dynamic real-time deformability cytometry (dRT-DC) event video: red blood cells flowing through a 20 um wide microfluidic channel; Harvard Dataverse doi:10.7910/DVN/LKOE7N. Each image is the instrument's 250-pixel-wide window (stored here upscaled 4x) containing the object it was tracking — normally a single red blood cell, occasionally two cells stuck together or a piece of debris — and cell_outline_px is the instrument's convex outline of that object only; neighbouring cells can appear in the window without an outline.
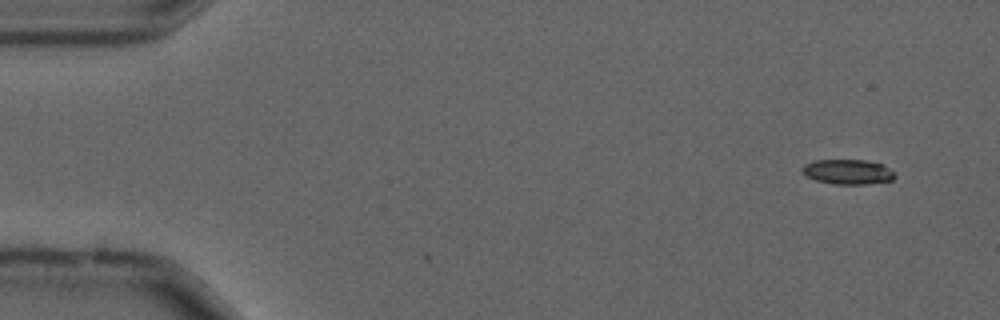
{"species": "common noctule bat (a hibernating species)", "species_latin": "Nyctalus noctula", "temperature_condition": "cold", "stored_images_in_passage": 53, "camera_frame_rate_fps": 3000, "um_per_image_px": 0.085, "animal": {"sex": "male", "forearm_length_mm": 52.5}, "frame": {"image": 1, "passage_image": 2, "time_ms": 0.333, "image_size_px": [1000, 320], "cell_outline_px": [[896, 176], [892, 180], [864, 184], [832, 184], [816, 180], [808, 176], [800, 168], [804, 164], [816, 160], [864, 160], [880, 164], [888, 168]], "centroid_in_image_um": [72.03, 14.6], "position_along_channel_um": 13.0, "area_um2": 13.18}}
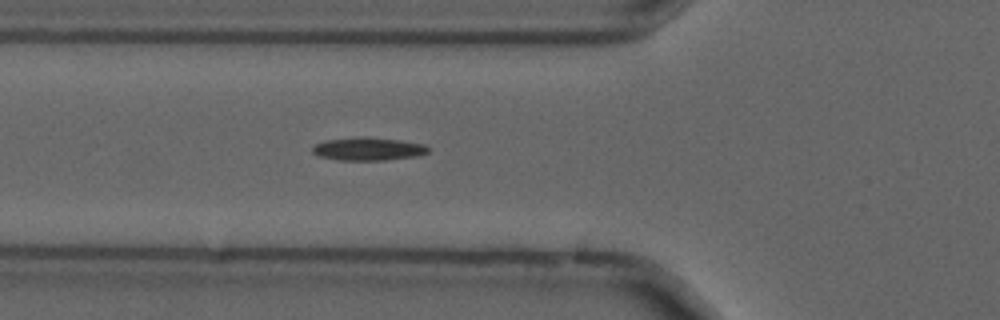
{"frame": {"image": 2, "passage_image": 18, "time_ms": 5.667, "image_size_px": [1000, 320], "cell_outline_px": [[428, 152], [416, 156], [384, 160], [336, 160], [320, 156], [312, 152], [312, 148], [316, 144], [324, 140], [360, 136], [364, 136], [400, 140], [424, 144], [428, 148]], "centroid_in_image_um": [31.27, 12.65], "position_along_channel_um": 94.5, "area_um2": 15.55}}
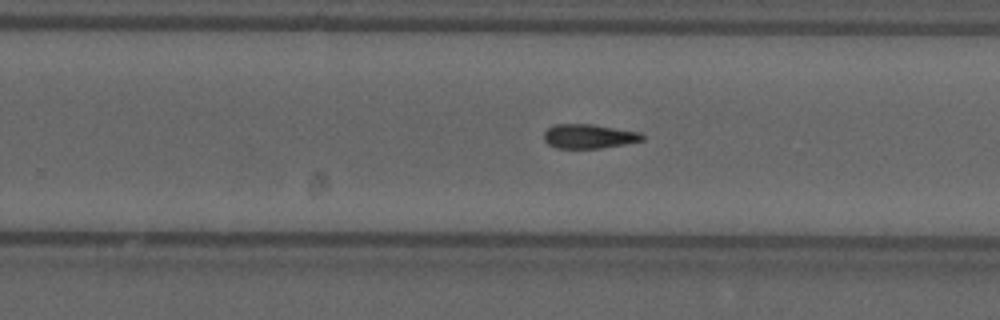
{"frame": {"image": 3, "passage_image": 33, "time_ms": 10.667, "image_size_px": [1000, 320], "cell_outline_px": [[644, 140], [624, 144], [600, 148], [556, 148], [548, 144], [544, 140], [544, 132], [548, 128], [556, 124], [596, 124], [640, 132], [644, 136]], "centroid_in_image_um": [50.06, 11.57], "position_along_channel_um": 279.7, "area_um2": 13.99}, "authors_computed_cell_mechanics": {"area_um2": 13.9876, "velocity_mm_per_s": 3.704, "shape_relaxation_time_tau1_ms": 7.4716, "shape_relaxation_time_tau2_ms": null, "deformation_change_tau1": 0.1553, "deformation_change_tau2": null}}